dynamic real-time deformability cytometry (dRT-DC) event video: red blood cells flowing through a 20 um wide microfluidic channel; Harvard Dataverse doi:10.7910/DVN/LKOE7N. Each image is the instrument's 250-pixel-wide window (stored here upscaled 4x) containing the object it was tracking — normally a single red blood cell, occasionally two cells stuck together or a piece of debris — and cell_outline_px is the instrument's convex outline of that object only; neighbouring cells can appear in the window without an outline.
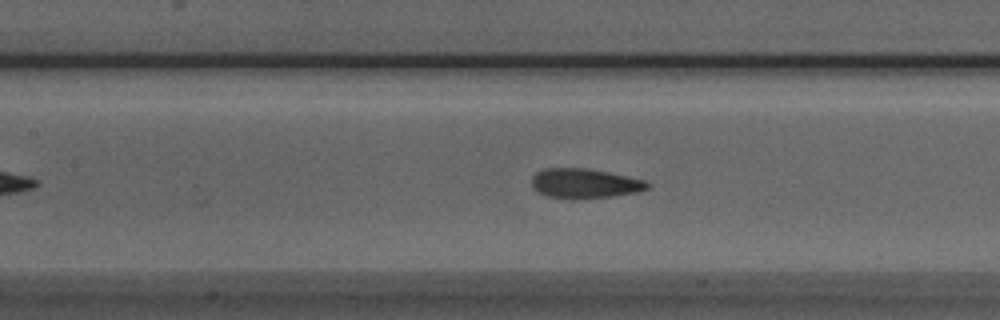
{"species": "Egyptian fruit bat (a non-hibernating species)", "species_latin": "Rousettus aegyptiacus", "temperature_condition": "room temperature", "stored_images_in_passage": 46, "camera_frame_rate_fps": 3000, "um_per_image_px": 0.085, "animal": {"sex": "male"}, "frame": {"image": 1, "passage_image": 16, "time_ms": 5.0, "image_size_px": [1000, 320], "cell_outline_px": [[652, 184], [648, 188], [636, 192], [612, 196], [572, 200], [548, 196], [532, 188], [532, 176], [536, 172], [544, 168], [588, 168], [608, 172], [644, 180]], "centroid_in_image_um": [49.67, 15.59], "position_along_channel_um": 157.7, "area_um2": 20.11}}
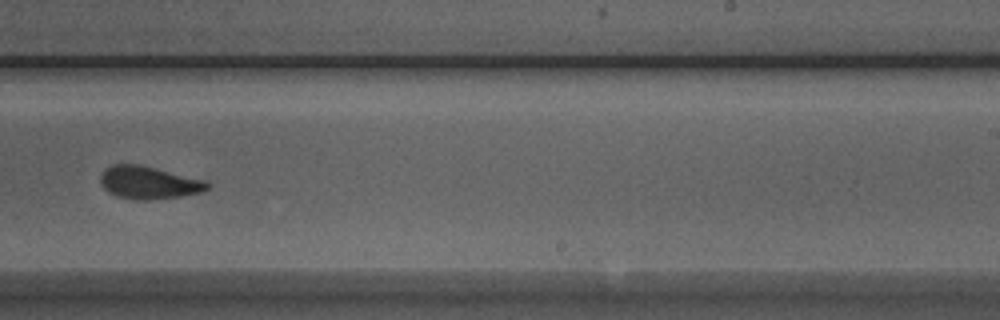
{"frame": {"image": 2, "passage_image": 25, "time_ms": 8.0, "image_size_px": [1000, 320], "cell_outline_px": [[212, 184], [204, 192], [180, 196], [148, 200], [136, 200], [116, 196], [108, 192], [100, 184], [100, 176], [104, 168], [112, 164], [136, 164], [208, 180]], "centroid_in_image_um": [12.66, 15.52], "position_along_channel_um": 276.3, "area_um2": 20.58}}
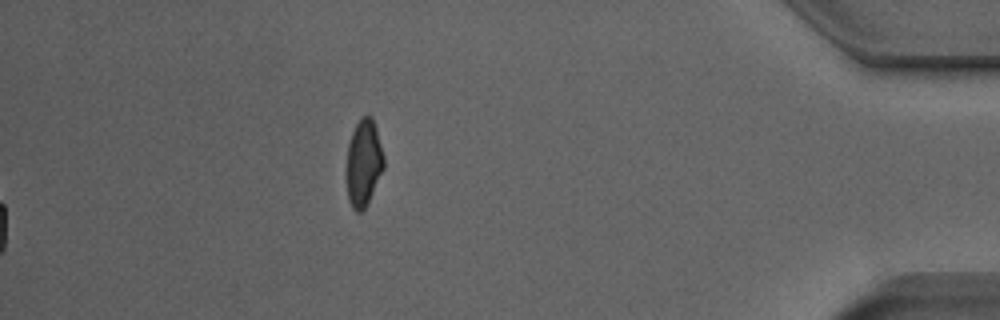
{"frame": {"image": 3, "passage_image": 46, "time_ms": 15.0, "image_size_px": [1000, 320], "cell_outline_px": [[384, 168], [368, 204], [360, 212], [356, 212], [352, 208], [348, 196], [348, 144], [352, 132], [360, 116], [372, 116], [376, 128], [384, 156]], "centroid_in_image_um": [30.94, 13.84], "position_along_channel_um": 404.3, "area_um2": 18.61}, "authors_computed_cell_mechanics": {"area_um2": 20.4901, "velocity_mm_per_s": 3.9694, "shape_relaxation_time_tau1_ms": 3.396, "shape_relaxation_time_tau2_ms": 2.1402, "deformation_change_tau1": 0.1134, "deformation_change_tau2": 0.0712}}